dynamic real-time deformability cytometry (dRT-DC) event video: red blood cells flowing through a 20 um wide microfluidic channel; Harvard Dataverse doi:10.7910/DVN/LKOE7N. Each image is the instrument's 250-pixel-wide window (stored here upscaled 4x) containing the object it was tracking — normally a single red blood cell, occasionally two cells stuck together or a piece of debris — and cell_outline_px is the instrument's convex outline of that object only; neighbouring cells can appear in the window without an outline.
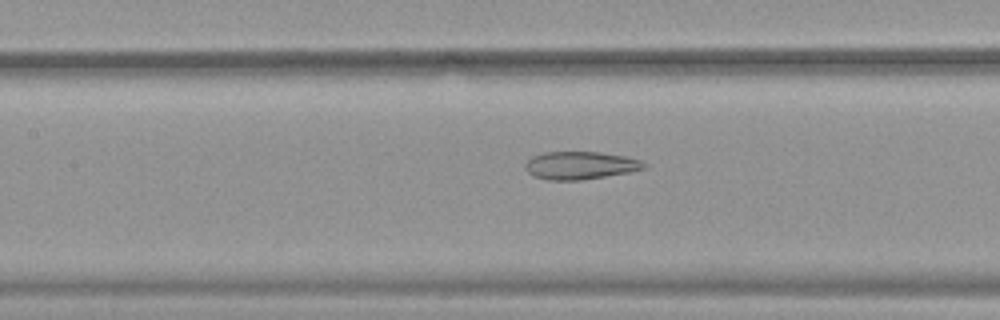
{"species": "common noctule bat (a hibernating species)", "species_latin": "Nyctalus noctula", "temperature_condition": "warm", "stored_images_in_passage": 44, "camera_frame_rate_fps": 3000, "um_per_image_px": 0.085, "animal": {"sex": "female", "body_mass_g": 19.9}, "frame": {"image": 1, "passage_image": 16, "time_ms": 5.0, "image_size_px": [1000, 320], "cell_outline_px": [[648, 168], [632, 172], [580, 180], [548, 180], [536, 176], [528, 172], [524, 168], [524, 164], [532, 156], [544, 152], [600, 152], [624, 156], [640, 160], [648, 164]], "centroid_in_image_um": [49.36, 14.06], "position_along_channel_um": 158.0, "area_um2": 19.36}}
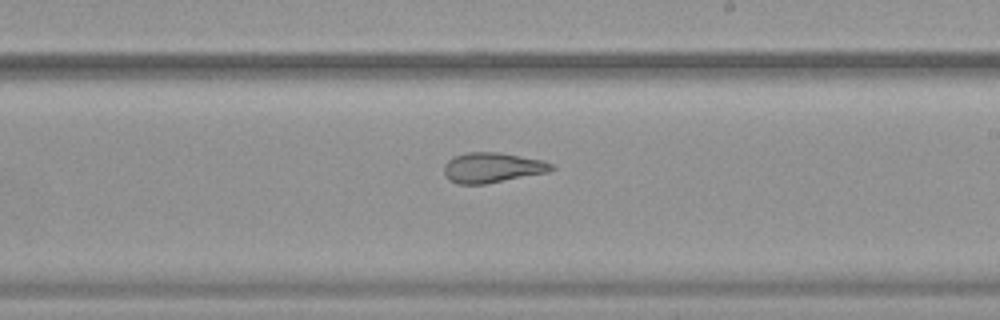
{"frame": {"image": 2, "passage_image": 23, "time_ms": 7.333, "image_size_px": [1000, 320], "cell_outline_px": [[556, 168], [548, 172], [484, 184], [456, 184], [448, 180], [444, 176], [444, 164], [452, 156], [468, 152], [500, 152], [544, 160], [552, 164]], "centroid_in_image_um": [41.81, 14.24], "position_along_channel_um": 247.2, "area_um2": 19.07}}
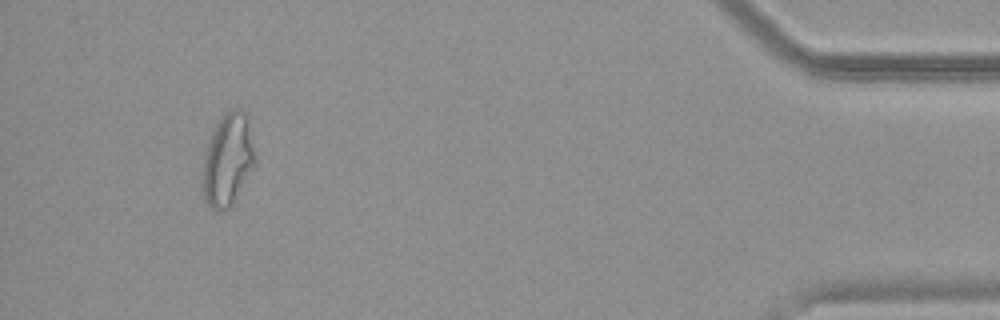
{"frame": {"image": 3, "passage_image": 41, "time_ms": 13.333, "image_size_px": [1000, 320], "cell_outline_px": [[256, 164], [228, 208], [220, 212], [212, 208], [208, 204], [204, 196], [200, 184], [204, 156], [212, 132], [216, 124], [224, 112], [232, 108], [240, 108], [244, 112], [248, 120], [256, 160]], "centroid_in_image_um": [19.34, 13.57], "position_along_channel_um": 415.9, "area_um2": 28.15}, "authors_computed_cell_mechanics": {"area_um2": 23.2067, "velocity_mm_per_s": 3.8405, "shape_relaxation_time_tau1_ms": null, "shape_relaxation_time_tau2_ms": 2.0485, "deformation_change_tau1": null, "deformation_change_tau2": 0.1047}}